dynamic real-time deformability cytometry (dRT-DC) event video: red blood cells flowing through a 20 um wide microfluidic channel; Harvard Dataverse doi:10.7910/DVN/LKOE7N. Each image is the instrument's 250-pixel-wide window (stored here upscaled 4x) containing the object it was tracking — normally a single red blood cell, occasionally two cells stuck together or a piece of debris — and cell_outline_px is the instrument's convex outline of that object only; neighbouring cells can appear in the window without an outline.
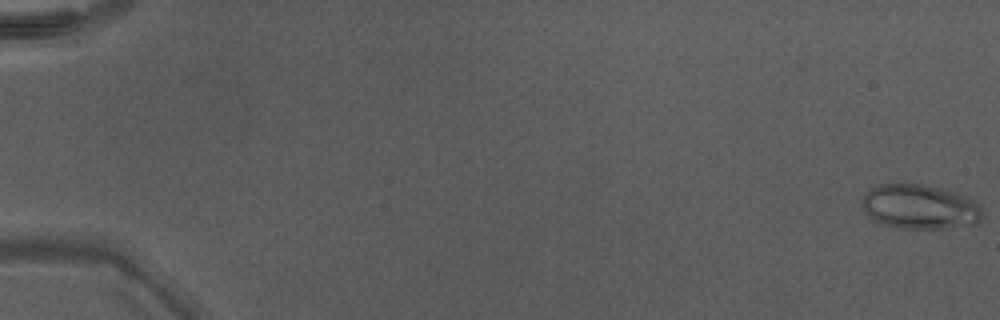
{"species": "Egyptian fruit bat (a non-hibernating species)", "species_latin": "Rousettus aegyptiacus", "temperature_condition": "warm", "stored_images_in_passage": 49, "camera_frame_rate_fps": 3000, "um_per_image_px": 0.085, "animal": {"sex": "male"}, "frame": {"image": 1, "passage_image": 1, "time_ms": 0.0, "image_size_px": [1000, 320], "cell_outline_px": [[984, 216], [976, 224], [944, 228], [900, 228], [880, 224], [868, 216], [864, 212], [860, 204], [860, 200], [868, 188], [876, 184], [920, 184], [936, 188], [964, 196], [980, 204]], "centroid_in_image_um": [78.11, 17.59], "position_along_channel_um": 6.9, "area_um2": 31.39}}
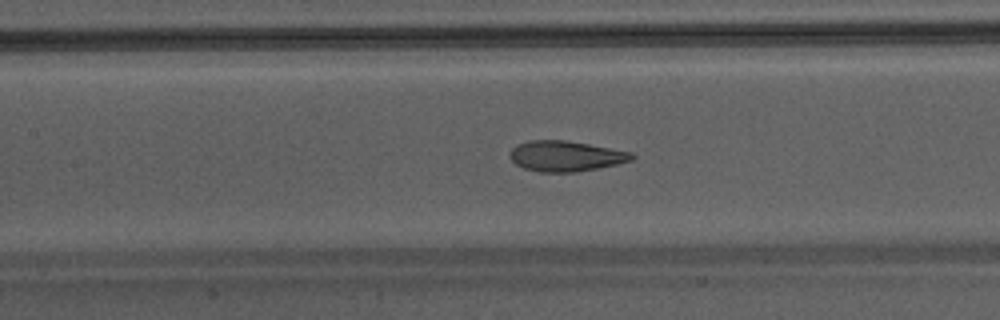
{"frame": {"image": 2, "passage_image": 25, "time_ms": 8.0, "image_size_px": [1000, 320], "cell_outline_px": [[636, 156], [632, 160], [616, 164], [576, 172], [540, 172], [524, 168], [516, 164], [508, 156], [512, 148], [516, 144], [528, 140], [564, 140], [588, 144], [632, 152]], "centroid_in_image_um": [48.05, 13.26], "position_along_channel_um": 159.3, "area_um2": 21.62}}
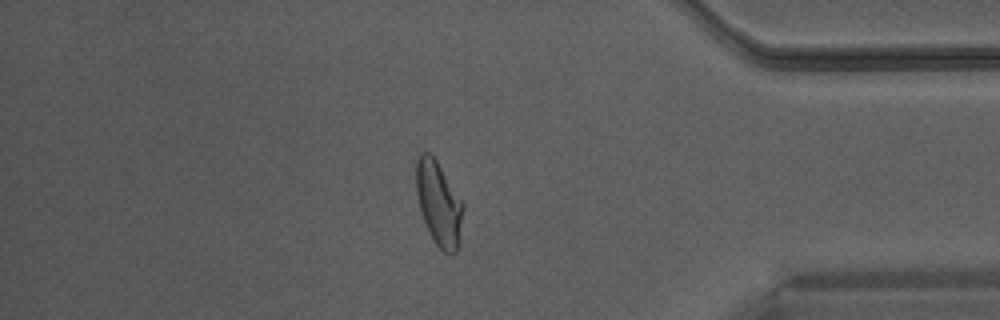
{"frame": {"image": 3, "passage_image": 43, "time_ms": 14.0, "image_size_px": [1000, 320], "cell_outline_px": [[464, 208], [460, 244], [456, 252], [444, 252], [436, 244], [424, 220], [420, 208], [416, 192], [416, 160], [420, 152], [428, 152], [436, 160], [464, 204]], "centroid_in_image_um": [37.31, 17.29], "position_along_channel_um": 397.9, "area_um2": 22.83}}